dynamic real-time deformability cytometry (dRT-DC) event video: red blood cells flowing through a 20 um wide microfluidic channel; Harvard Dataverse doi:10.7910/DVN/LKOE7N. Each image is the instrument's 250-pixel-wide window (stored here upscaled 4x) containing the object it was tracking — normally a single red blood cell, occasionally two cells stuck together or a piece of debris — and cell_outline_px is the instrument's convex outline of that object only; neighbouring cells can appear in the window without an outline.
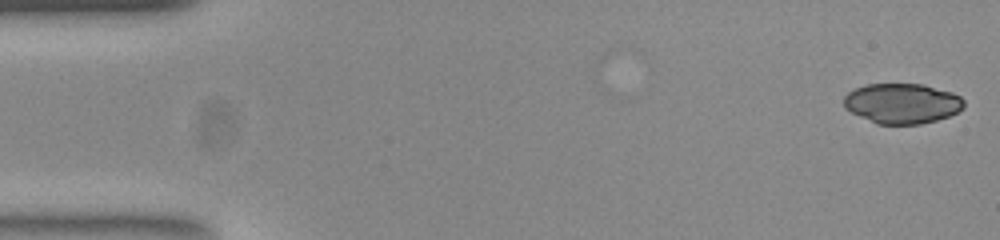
{"species": "common noctule bat (a hibernating species)", "species_latin": "Nyctalus noctula", "temperature_condition": "room temperature", "stored_images_in_passage": 40, "camera_frame_rate_fps": 3000, "um_per_image_px": 0.085, "animal": {"sex": "female", "body_mass_g": 23.0, "forearm_length_mm": 53.4}, "frame": {"image": 1, "passage_image": 1, "time_ms": 0.0, "image_size_px": [1000, 240], "cell_outline_px": [[964, 104], [956, 112], [948, 116], [936, 120], [920, 124], [876, 124], [844, 108], [844, 96], [848, 92], [864, 84], [924, 84], [952, 92], [960, 96], [964, 100]], "centroid_in_image_um": [76.66, 8.78], "position_along_channel_um": 8.3, "area_um2": 28.03}}